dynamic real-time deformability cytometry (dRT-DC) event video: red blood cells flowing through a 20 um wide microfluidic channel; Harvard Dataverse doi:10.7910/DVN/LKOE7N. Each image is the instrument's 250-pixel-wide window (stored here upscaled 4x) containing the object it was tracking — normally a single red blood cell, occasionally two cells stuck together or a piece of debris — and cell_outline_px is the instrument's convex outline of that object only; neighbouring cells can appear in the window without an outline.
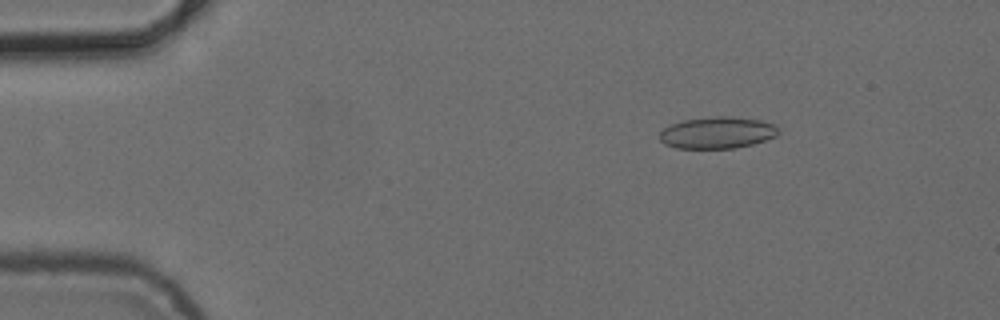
{"species": "common noctule bat (a hibernating species)", "species_latin": "Nyctalus noctula", "temperature_condition": "cold", "stored_images_in_passage": 5, "camera_frame_rate_fps": 3000, "um_per_image_px": 0.085, "animal": {"sex": "female", "body_mass_g": 24.6, "forearm_length_mm": 56.2}, "frame": {"image": 1, "passage_image": 3, "time_ms": 2.333, "image_size_px": [1000, 320], "cell_outline_px": [[780, 132], [776, 136], [752, 144], [736, 148], [676, 148], [664, 144], [660, 140], [660, 132], [664, 128], [672, 124], [684, 120], [712, 116], [732, 116], [760, 120], [776, 124], [780, 128]], "centroid_in_image_um": [61.0, 11.27], "position_along_channel_um": 24.0, "area_um2": 22.08}}